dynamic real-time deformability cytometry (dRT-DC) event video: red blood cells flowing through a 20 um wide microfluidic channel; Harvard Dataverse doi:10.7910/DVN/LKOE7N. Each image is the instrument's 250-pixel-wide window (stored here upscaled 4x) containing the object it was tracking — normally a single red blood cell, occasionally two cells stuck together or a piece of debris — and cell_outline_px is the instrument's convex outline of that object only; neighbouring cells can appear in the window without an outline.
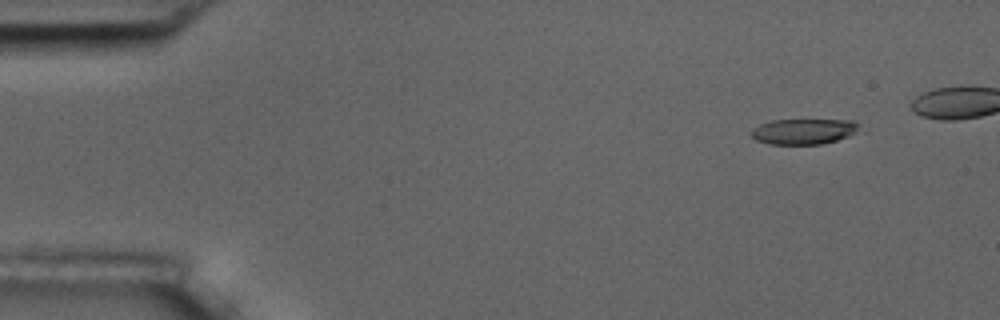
{"species": "common noctule bat (a hibernating species)", "species_latin": "Nyctalus noctula", "temperature_condition": "room temperature", "stored_images_in_passage": 5, "camera_frame_rate_fps": 3000, "um_per_image_px": 0.085, "animal": {"sex": "male", "body_mass_g": 17.5, "forearm_length_mm": 52.3}, "frame": {"image": 1, "passage_image": 1, "time_ms": 0.0, "image_size_px": [1000, 320], "cell_outline_px": [[868, 128], [864, 132], [836, 140], [820, 144], [768, 144], [756, 140], [752, 136], [752, 128], [760, 124], [772, 120], [856, 120]], "centroid_in_image_um": [68.5, 11.16], "position_along_channel_um": 16.5, "area_um2": 16.65}}